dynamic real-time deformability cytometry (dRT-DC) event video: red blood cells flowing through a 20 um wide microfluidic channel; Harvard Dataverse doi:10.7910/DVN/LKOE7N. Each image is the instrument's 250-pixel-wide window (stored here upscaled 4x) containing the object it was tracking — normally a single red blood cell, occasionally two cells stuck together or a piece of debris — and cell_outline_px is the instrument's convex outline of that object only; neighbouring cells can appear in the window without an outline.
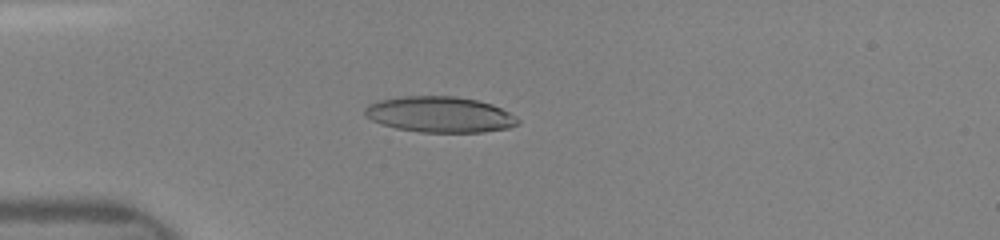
{"species": "human", "species_latin": "Homo sapiens", "temperature_condition": "room temperature", "stored_images_in_passage": 19, "camera_frame_rate_fps": 3000, "um_per_image_px": 0.085, "donor": {"sex": "female"}, "frame": {"image": 1, "passage_image": 11, "time_ms": 3.667, "image_size_px": [1000, 240], "cell_outline_px": [[520, 124], [512, 128], [484, 132], [420, 132], [396, 128], [380, 124], [364, 116], [364, 108], [368, 104], [380, 100], [404, 96], [452, 96], [476, 100], [492, 104], [516, 116], [520, 120]], "centroid_in_image_um": [37.4, 9.74], "position_along_channel_um": 47.6, "area_um2": 32.14}}
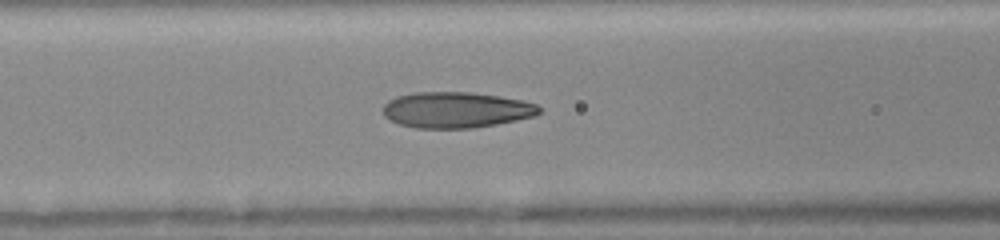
{"frame": {"image": 2, "passage_image": 17, "time_ms": 6.0, "image_size_px": [1000, 240], "cell_outline_px": [[540, 112], [536, 116], [496, 124], [472, 128], [416, 128], [400, 124], [388, 120], [384, 116], [384, 104], [388, 100], [396, 96], [416, 92], [468, 92], [524, 100], [536, 104], [540, 108]], "centroid_in_image_um": [38.75, 9.34], "position_along_channel_um": 127.8, "area_um2": 32.66}}
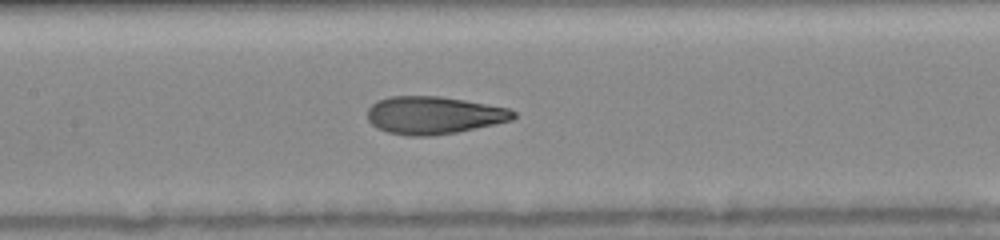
{"frame": {"image": 3, "passage_image": 19, "time_ms": 7.0, "image_size_px": [1000, 240], "cell_outline_px": [[516, 116], [512, 120], [496, 124], [456, 132], [432, 136], [408, 136], [388, 132], [376, 128], [368, 120], [368, 108], [372, 104], [380, 100], [392, 96], [440, 96], [464, 100], [508, 108], [516, 112]], "centroid_in_image_um": [36.87, 9.8], "position_along_channel_um": 170.5, "area_um2": 31.96}}